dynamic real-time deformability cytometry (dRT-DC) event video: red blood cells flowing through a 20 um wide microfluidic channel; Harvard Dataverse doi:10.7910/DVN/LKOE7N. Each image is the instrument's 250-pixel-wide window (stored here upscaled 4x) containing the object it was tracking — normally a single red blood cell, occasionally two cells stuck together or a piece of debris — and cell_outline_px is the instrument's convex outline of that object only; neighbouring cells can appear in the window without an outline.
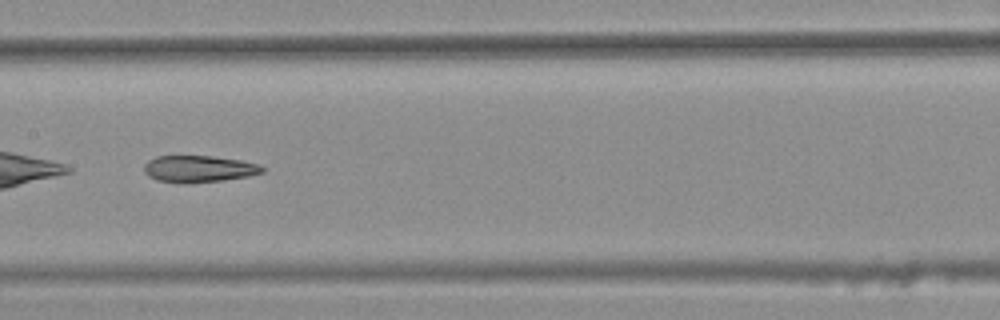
{"species": "common noctule bat (a hibernating species)", "species_latin": "Nyctalus noctula", "temperature_condition": "warm", "stored_images_in_passage": 47, "camera_frame_rate_fps": 3000, "um_per_image_px": 0.085, "animal": {"sex": "female", "body_mass_g": 25.1}, "frame": {"image": 1, "passage_image": 27, "time_ms": 8.667, "image_size_px": [1000, 320], "cell_outline_px": [[264, 172], [248, 176], [224, 180], [188, 184], [184, 184], [156, 180], [148, 176], [144, 172], [144, 164], [148, 160], [156, 156], [212, 156], [240, 160], [260, 164], [264, 168]], "centroid_in_image_um": [16.88, 14.36], "position_along_channel_um": 190.5, "area_um2": 18.67}}
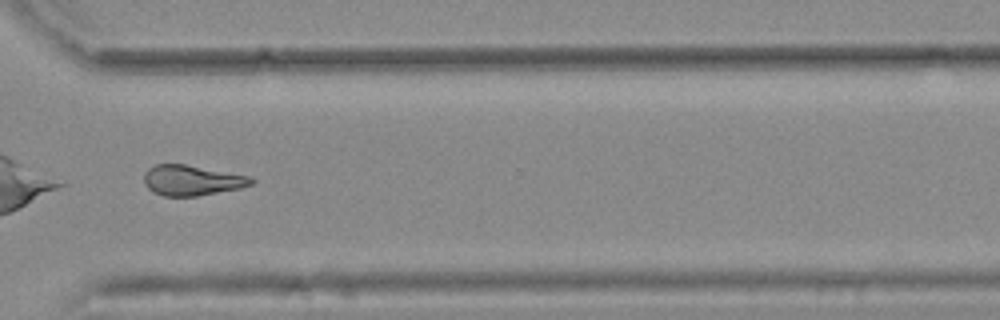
{"frame": {"image": 2, "passage_image": 40, "time_ms": 13.0, "image_size_px": [1000, 320], "cell_outline_px": [[256, 180], [252, 184], [240, 188], [196, 196], [164, 196], [152, 192], [144, 184], [144, 172], [148, 168], [156, 164], [184, 164], [252, 176]], "centroid_in_image_um": [16.31, 15.32], "position_along_channel_um": 354.3, "area_um2": 19.07}, "authors_computed_cell_mechanics": {"area_um2": 19.5364, "velocity_mm_per_s": 3.7809, "shape_relaxation_time_tau1_ms": null, "shape_relaxation_time_tau2_ms": 4.0247, "deformation_change_tau1": null, "deformation_change_tau2": 0.1309}}